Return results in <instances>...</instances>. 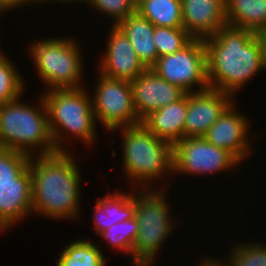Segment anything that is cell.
Returning a JSON list of instances; mask_svg holds the SVG:
<instances>
[{"instance_id":"1","label":"cell","mask_w":266,"mask_h":266,"mask_svg":"<svg viewBox=\"0 0 266 266\" xmlns=\"http://www.w3.org/2000/svg\"><path fill=\"white\" fill-rule=\"evenodd\" d=\"M76 162L70 150L30 158L33 215L56 221L80 216L82 175Z\"/></svg>"},{"instance_id":"2","label":"cell","mask_w":266,"mask_h":266,"mask_svg":"<svg viewBox=\"0 0 266 266\" xmlns=\"http://www.w3.org/2000/svg\"><path fill=\"white\" fill-rule=\"evenodd\" d=\"M209 88L234 97L238 90L263 71L257 34L227 25L204 39Z\"/></svg>"},{"instance_id":"3","label":"cell","mask_w":266,"mask_h":266,"mask_svg":"<svg viewBox=\"0 0 266 266\" xmlns=\"http://www.w3.org/2000/svg\"><path fill=\"white\" fill-rule=\"evenodd\" d=\"M39 96L40 107L22 103L20 98L0 105V148L13 149L30 157L57 152L46 104L42 95Z\"/></svg>"},{"instance_id":"4","label":"cell","mask_w":266,"mask_h":266,"mask_svg":"<svg viewBox=\"0 0 266 266\" xmlns=\"http://www.w3.org/2000/svg\"><path fill=\"white\" fill-rule=\"evenodd\" d=\"M44 91L41 95L46 104L49 128L56 151L68 152L66 144L71 143L73 137L74 140L83 141L88 146L92 145L98 130L92 98L85 86Z\"/></svg>"},{"instance_id":"5","label":"cell","mask_w":266,"mask_h":266,"mask_svg":"<svg viewBox=\"0 0 266 266\" xmlns=\"http://www.w3.org/2000/svg\"><path fill=\"white\" fill-rule=\"evenodd\" d=\"M118 130L123 142V174L132 186L137 184L134 188H151V182L174 175L172 144L159 139L141 123L118 127L110 132Z\"/></svg>"},{"instance_id":"6","label":"cell","mask_w":266,"mask_h":266,"mask_svg":"<svg viewBox=\"0 0 266 266\" xmlns=\"http://www.w3.org/2000/svg\"><path fill=\"white\" fill-rule=\"evenodd\" d=\"M134 188L133 197L136 203L135 219L138 223V232L132 247V266H155L154 260L161 252V246L175 231L177 224L170 214L166 191L162 189ZM164 188V189H163ZM155 191H154V190Z\"/></svg>"},{"instance_id":"7","label":"cell","mask_w":266,"mask_h":266,"mask_svg":"<svg viewBox=\"0 0 266 266\" xmlns=\"http://www.w3.org/2000/svg\"><path fill=\"white\" fill-rule=\"evenodd\" d=\"M66 36L32 41L29 56L47 90L76 89L83 84V58L78 39ZM78 43V44H77ZM82 81V82H81ZM49 87V88H48Z\"/></svg>"},{"instance_id":"8","label":"cell","mask_w":266,"mask_h":266,"mask_svg":"<svg viewBox=\"0 0 266 266\" xmlns=\"http://www.w3.org/2000/svg\"><path fill=\"white\" fill-rule=\"evenodd\" d=\"M151 69L186 93L209 89L204 39H193L180 51L158 57Z\"/></svg>"},{"instance_id":"9","label":"cell","mask_w":266,"mask_h":266,"mask_svg":"<svg viewBox=\"0 0 266 266\" xmlns=\"http://www.w3.org/2000/svg\"><path fill=\"white\" fill-rule=\"evenodd\" d=\"M93 91L92 107L96 121L111 131L122 126L138 125L141 121L133 103L131 83L98 73Z\"/></svg>"},{"instance_id":"10","label":"cell","mask_w":266,"mask_h":266,"mask_svg":"<svg viewBox=\"0 0 266 266\" xmlns=\"http://www.w3.org/2000/svg\"><path fill=\"white\" fill-rule=\"evenodd\" d=\"M240 165L228 151L209 143L204 137L183 138L173 146V173L199 176L222 173Z\"/></svg>"},{"instance_id":"11","label":"cell","mask_w":266,"mask_h":266,"mask_svg":"<svg viewBox=\"0 0 266 266\" xmlns=\"http://www.w3.org/2000/svg\"><path fill=\"white\" fill-rule=\"evenodd\" d=\"M232 103L203 136L209 143L232 154L242 163L252 153L250 118ZM250 132V133H249ZM251 139V140H250ZM250 142H249V141Z\"/></svg>"},{"instance_id":"12","label":"cell","mask_w":266,"mask_h":266,"mask_svg":"<svg viewBox=\"0 0 266 266\" xmlns=\"http://www.w3.org/2000/svg\"><path fill=\"white\" fill-rule=\"evenodd\" d=\"M104 55L98 60V73L112 78L134 80L147 68L140 61L132 43L126 34L118 27L111 25Z\"/></svg>"},{"instance_id":"13","label":"cell","mask_w":266,"mask_h":266,"mask_svg":"<svg viewBox=\"0 0 266 266\" xmlns=\"http://www.w3.org/2000/svg\"><path fill=\"white\" fill-rule=\"evenodd\" d=\"M233 102L232 95L211 88L188 93L184 138L203 137Z\"/></svg>"},{"instance_id":"14","label":"cell","mask_w":266,"mask_h":266,"mask_svg":"<svg viewBox=\"0 0 266 266\" xmlns=\"http://www.w3.org/2000/svg\"><path fill=\"white\" fill-rule=\"evenodd\" d=\"M133 103L140 121L151 112L177 102L186 92L162 79L151 68L131 80Z\"/></svg>"},{"instance_id":"15","label":"cell","mask_w":266,"mask_h":266,"mask_svg":"<svg viewBox=\"0 0 266 266\" xmlns=\"http://www.w3.org/2000/svg\"><path fill=\"white\" fill-rule=\"evenodd\" d=\"M183 28L194 39L214 36L227 26L225 0H181Z\"/></svg>"},{"instance_id":"16","label":"cell","mask_w":266,"mask_h":266,"mask_svg":"<svg viewBox=\"0 0 266 266\" xmlns=\"http://www.w3.org/2000/svg\"><path fill=\"white\" fill-rule=\"evenodd\" d=\"M31 190L29 166L19 174V185L0 186V232L33 215Z\"/></svg>"},{"instance_id":"17","label":"cell","mask_w":266,"mask_h":266,"mask_svg":"<svg viewBox=\"0 0 266 266\" xmlns=\"http://www.w3.org/2000/svg\"><path fill=\"white\" fill-rule=\"evenodd\" d=\"M187 110L188 93L177 102L151 112L141 121V124L159 139L174 146L184 138Z\"/></svg>"},{"instance_id":"18","label":"cell","mask_w":266,"mask_h":266,"mask_svg":"<svg viewBox=\"0 0 266 266\" xmlns=\"http://www.w3.org/2000/svg\"><path fill=\"white\" fill-rule=\"evenodd\" d=\"M93 210V230L98 235L113 224L135 217L136 203L133 191L127 194L115 189L113 193L109 192L96 200Z\"/></svg>"},{"instance_id":"19","label":"cell","mask_w":266,"mask_h":266,"mask_svg":"<svg viewBox=\"0 0 266 266\" xmlns=\"http://www.w3.org/2000/svg\"><path fill=\"white\" fill-rule=\"evenodd\" d=\"M129 38L138 58L149 69L158 60L153 39L154 25L138 12L130 14L117 25Z\"/></svg>"},{"instance_id":"20","label":"cell","mask_w":266,"mask_h":266,"mask_svg":"<svg viewBox=\"0 0 266 266\" xmlns=\"http://www.w3.org/2000/svg\"><path fill=\"white\" fill-rule=\"evenodd\" d=\"M227 25L255 34L266 30V0H225Z\"/></svg>"},{"instance_id":"21","label":"cell","mask_w":266,"mask_h":266,"mask_svg":"<svg viewBox=\"0 0 266 266\" xmlns=\"http://www.w3.org/2000/svg\"><path fill=\"white\" fill-rule=\"evenodd\" d=\"M137 12L154 26L183 28L181 0H137Z\"/></svg>"},{"instance_id":"22","label":"cell","mask_w":266,"mask_h":266,"mask_svg":"<svg viewBox=\"0 0 266 266\" xmlns=\"http://www.w3.org/2000/svg\"><path fill=\"white\" fill-rule=\"evenodd\" d=\"M56 266H106V258L99 244L89 240H75L63 247Z\"/></svg>"},{"instance_id":"23","label":"cell","mask_w":266,"mask_h":266,"mask_svg":"<svg viewBox=\"0 0 266 266\" xmlns=\"http://www.w3.org/2000/svg\"><path fill=\"white\" fill-rule=\"evenodd\" d=\"M3 52L0 53V105L22 98L26 83L16 68Z\"/></svg>"},{"instance_id":"24","label":"cell","mask_w":266,"mask_h":266,"mask_svg":"<svg viewBox=\"0 0 266 266\" xmlns=\"http://www.w3.org/2000/svg\"><path fill=\"white\" fill-rule=\"evenodd\" d=\"M138 232V223L134 218L113 224L110 228L102 231L98 236L109 243L113 249L122 251L132 256V247Z\"/></svg>"},{"instance_id":"25","label":"cell","mask_w":266,"mask_h":266,"mask_svg":"<svg viewBox=\"0 0 266 266\" xmlns=\"http://www.w3.org/2000/svg\"><path fill=\"white\" fill-rule=\"evenodd\" d=\"M153 39L158 57L183 49L194 38L184 28L154 26Z\"/></svg>"},{"instance_id":"26","label":"cell","mask_w":266,"mask_h":266,"mask_svg":"<svg viewBox=\"0 0 266 266\" xmlns=\"http://www.w3.org/2000/svg\"><path fill=\"white\" fill-rule=\"evenodd\" d=\"M30 156L0 148V186L19 185V174L29 165Z\"/></svg>"},{"instance_id":"27","label":"cell","mask_w":266,"mask_h":266,"mask_svg":"<svg viewBox=\"0 0 266 266\" xmlns=\"http://www.w3.org/2000/svg\"><path fill=\"white\" fill-rule=\"evenodd\" d=\"M266 243L239 242L231 248L228 257L231 266H266ZM234 247V248H233ZM230 255V256H229Z\"/></svg>"},{"instance_id":"28","label":"cell","mask_w":266,"mask_h":266,"mask_svg":"<svg viewBox=\"0 0 266 266\" xmlns=\"http://www.w3.org/2000/svg\"><path fill=\"white\" fill-rule=\"evenodd\" d=\"M89 7L100 14L108 16L117 26L127 16L137 12V0H88Z\"/></svg>"},{"instance_id":"29","label":"cell","mask_w":266,"mask_h":266,"mask_svg":"<svg viewBox=\"0 0 266 266\" xmlns=\"http://www.w3.org/2000/svg\"><path fill=\"white\" fill-rule=\"evenodd\" d=\"M218 258H207L205 259L203 257L202 261H200V264H198V266H231V263H230V260H229V257L227 258V261H226V258L225 259H218ZM224 260V261H223Z\"/></svg>"},{"instance_id":"30","label":"cell","mask_w":266,"mask_h":266,"mask_svg":"<svg viewBox=\"0 0 266 266\" xmlns=\"http://www.w3.org/2000/svg\"><path fill=\"white\" fill-rule=\"evenodd\" d=\"M0 6L3 7L5 11H14V8L20 9L23 5V0H0ZM21 6V7H20Z\"/></svg>"},{"instance_id":"31","label":"cell","mask_w":266,"mask_h":266,"mask_svg":"<svg viewBox=\"0 0 266 266\" xmlns=\"http://www.w3.org/2000/svg\"><path fill=\"white\" fill-rule=\"evenodd\" d=\"M257 36L261 43L263 72H265L266 71V33L260 32L257 34Z\"/></svg>"},{"instance_id":"32","label":"cell","mask_w":266,"mask_h":266,"mask_svg":"<svg viewBox=\"0 0 266 266\" xmlns=\"http://www.w3.org/2000/svg\"><path fill=\"white\" fill-rule=\"evenodd\" d=\"M52 2L58 3L56 0H23V5H27V7H29L31 4L32 6L33 4L35 6V4L38 5L41 3L46 4V3H52Z\"/></svg>"},{"instance_id":"33","label":"cell","mask_w":266,"mask_h":266,"mask_svg":"<svg viewBox=\"0 0 266 266\" xmlns=\"http://www.w3.org/2000/svg\"><path fill=\"white\" fill-rule=\"evenodd\" d=\"M56 1L58 2V4L59 3H62V4L63 3L64 4L65 3H69V5H70V3H75V4L76 3H78V4L80 3L81 4V3H87L88 2V0H56Z\"/></svg>"},{"instance_id":"34","label":"cell","mask_w":266,"mask_h":266,"mask_svg":"<svg viewBox=\"0 0 266 266\" xmlns=\"http://www.w3.org/2000/svg\"><path fill=\"white\" fill-rule=\"evenodd\" d=\"M6 11L3 9V7L0 6V14L5 13ZM1 16V15H0Z\"/></svg>"}]
</instances>
